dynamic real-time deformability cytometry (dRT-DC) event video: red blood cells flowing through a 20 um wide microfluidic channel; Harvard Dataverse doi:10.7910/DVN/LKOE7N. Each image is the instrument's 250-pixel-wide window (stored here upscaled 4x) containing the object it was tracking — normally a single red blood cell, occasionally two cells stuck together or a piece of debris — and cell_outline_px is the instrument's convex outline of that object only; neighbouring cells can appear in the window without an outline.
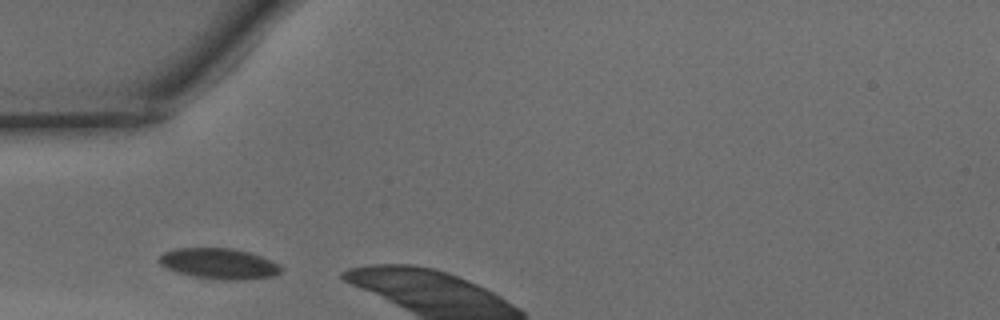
{"species": "common noctule bat (a hibernating species)", "species_latin": "Nyctalus noctula", "temperature_condition": "warm", "stored_images_in_passage": 22, "camera_frame_rate_fps": 3000, "um_per_image_px": 0.085, "animal": {"sex": "male", "body_mass_g": 15.6}, "frame": {"image": 1, "passage_image": 1, "time_ms": 0.0, "image_size_px": [1000, 320], "cell_outline_px": [[280, 272], [272, 276], [244, 280], [216, 280], [192, 276], [168, 268], [160, 264], [156, 260], [164, 252], [176, 248], [232, 248], [248, 252], [272, 260], [280, 264]], "centroid_in_image_um": [18.61, 22.41], "position_along_channel_um": 66.4, "area_um2": 21.79}}